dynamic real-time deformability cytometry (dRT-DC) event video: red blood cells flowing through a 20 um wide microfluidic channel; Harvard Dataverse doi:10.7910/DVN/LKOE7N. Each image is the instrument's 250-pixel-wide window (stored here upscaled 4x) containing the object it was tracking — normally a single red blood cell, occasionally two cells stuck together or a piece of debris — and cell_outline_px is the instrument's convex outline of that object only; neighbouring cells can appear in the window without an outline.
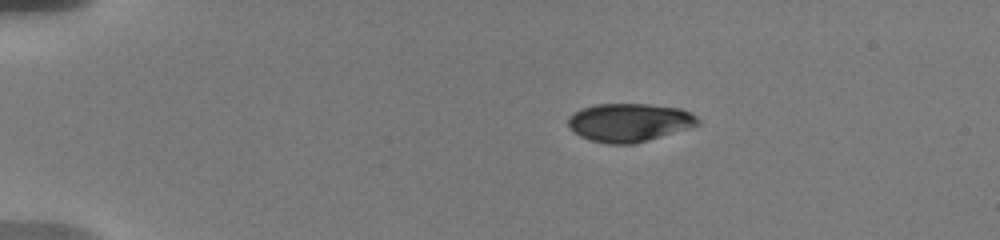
{"species": "human", "species_latin": "Homo sapiens", "temperature_condition": "warm", "stored_images_in_passage": 45, "camera_frame_rate_fps": 3000, "um_per_image_px": 0.085, "donor": {"sex": "male"}, "frame": {"image": 1, "passage_image": 1, "time_ms": 0.0, "image_size_px": [1000, 240], "cell_outline_px": [[700, 124], [688, 128], [632, 144], [608, 144], [588, 140], [572, 132], [568, 128], [568, 116], [584, 108], [596, 104], [648, 104], [680, 108], [696, 116], [700, 120]], "centroid_in_image_um": [53.45, 10.41], "position_along_channel_um": 31.6, "area_um2": 28.84}}
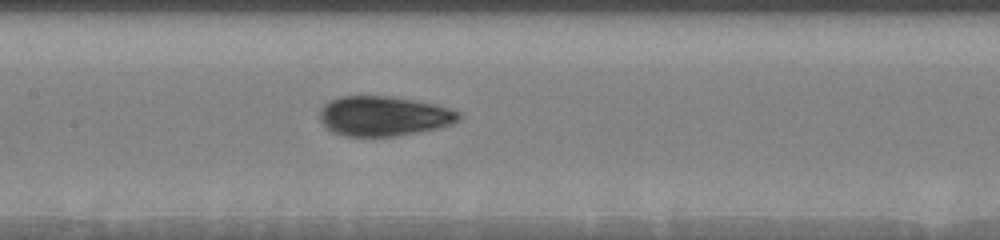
{"frame": {"image": 2, "passage_image": 15, "time_ms": 6.0, "image_size_px": [1000, 240], "cell_outline_px": [[464, 116], [460, 120], [452, 124], [440, 128], [396, 136], [344, 136], [332, 132], [320, 120], [320, 108], [328, 100], [340, 96], [392, 96], [416, 100], [436, 104], [460, 112]], "centroid_in_image_um": [32.64, 9.86], "position_along_channel_um": 174.8, "area_um2": 32.66}}
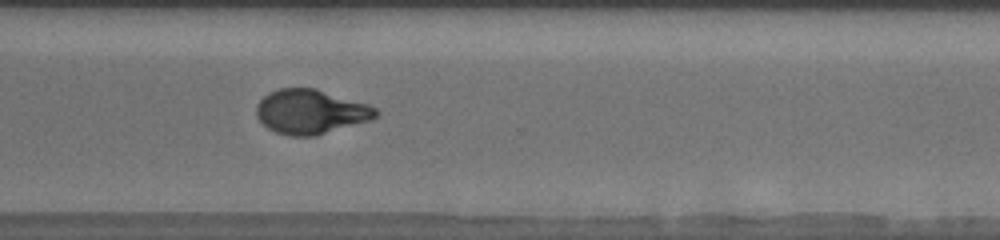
{"frame": {"image": 3, "passage_image": 24, "time_ms": 10.667, "image_size_px": [1000, 240], "cell_outline_px": [[380, 112], [376, 116], [368, 120], [316, 136], [292, 136], [276, 132], [268, 128], [256, 116], [256, 104], [268, 92], [280, 88], [316, 88], [368, 104], [376, 108]], "centroid_in_image_um": [26.38, 9.48], "position_along_channel_um": 344.2, "area_um2": 30.81}, "authors_computed_cell_mechanics": {"area_um2": 30.7496, "velocity_mm_per_s": 3.6491, "shape_relaxation_time_tau1_ms": 6.4364, "shape_relaxation_time_tau2_ms": 0.9613, "deformation_change_tau1": 0.1954, "deformation_change_tau2": 0.0387}}